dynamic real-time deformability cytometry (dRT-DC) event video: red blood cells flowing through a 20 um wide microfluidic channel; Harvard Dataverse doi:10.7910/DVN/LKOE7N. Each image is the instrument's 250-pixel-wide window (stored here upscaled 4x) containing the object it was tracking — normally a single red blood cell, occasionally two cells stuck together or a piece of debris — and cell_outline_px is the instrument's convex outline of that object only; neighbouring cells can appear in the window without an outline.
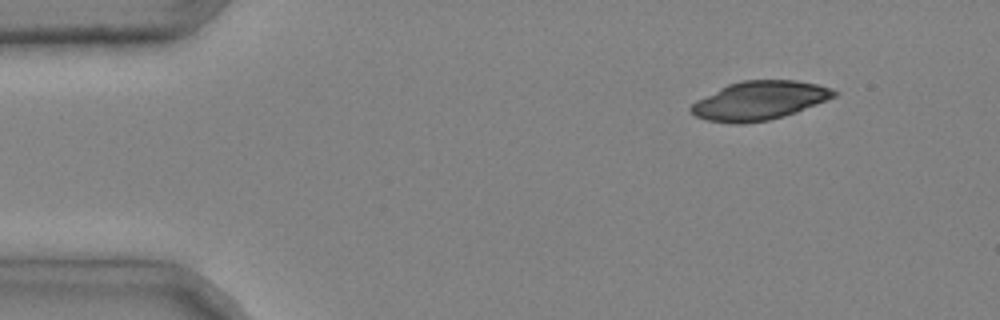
{"species": "common noctule bat (a hibernating species)", "species_latin": "Nyctalus noctula", "temperature_condition": "cold", "stored_images_in_passage": 4, "camera_frame_rate_fps": 3000, "um_per_image_px": 0.085, "animal": {"sex": "male", "body_mass_g": 20.4}, "frame": {"image": 1, "passage_image": 1, "time_ms": 0.0, "image_size_px": [1000, 320], "cell_outline_px": [[840, 92], [836, 96], [796, 112], [784, 116], [768, 120], [740, 124], [732, 124], [708, 120], [696, 116], [688, 112], [688, 108], [696, 100], [728, 84], [740, 80], [796, 80], [816, 84], [832, 88]], "centroid_in_image_um": [64.53, 8.55], "position_along_channel_um": 20.5, "area_um2": 32.37}}